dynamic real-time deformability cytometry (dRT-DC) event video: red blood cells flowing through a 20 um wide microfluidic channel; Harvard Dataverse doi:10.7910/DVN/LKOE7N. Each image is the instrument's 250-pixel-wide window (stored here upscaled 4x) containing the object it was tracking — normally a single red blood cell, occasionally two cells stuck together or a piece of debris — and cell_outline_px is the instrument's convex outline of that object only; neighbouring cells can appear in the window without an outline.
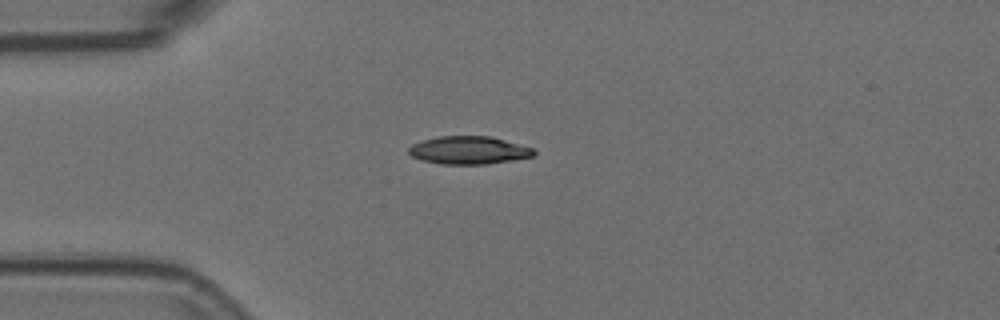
{"species": "Egyptian fruit bat (a non-hibernating species)", "species_latin": "Rousettus aegyptiacus", "temperature_condition": "room temperature", "stored_images_in_passage": 43, "camera_frame_rate_fps": 3000, "um_per_image_px": 0.085, "animal": {"sex": "female"}, "frame": {"image": 1, "passage_image": 1, "time_ms": 0.0, "image_size_px": [1000, 320], "cell_outline_px": [[536, 152], [532, 156], [512, 160], [484, 164], [440, 164], [420, 160], [412, 156], [408, 152], [408, 148], [412, 144], [420, 140], [440, 136], [492, 136], [532, 148]], "centroid_in_image_um": [39.79, 12.76], "position_along_channel_um": 45.2, "area_um2": 20.35}}
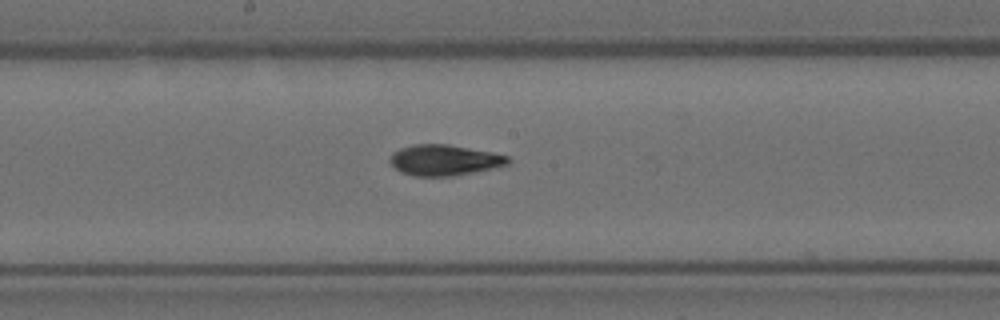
{"frame": {"image": 2, "passage_image": 16, "time_ms": 5.0, "image_size_px": [1000, 320], "cell_outline_px": [[512, 160], [508, 164], [492, 168], [472, 172], [448, 176], [412, 176], [400, 172], [388, 160], [392, 152], [400, 148], [412, 144], [448, 144], [492, 152], [508, 156]], "centroid_in_image_um": [37.73, 13.6], "position_along_channel_um": 210.5, "area_um2": 21.15}}
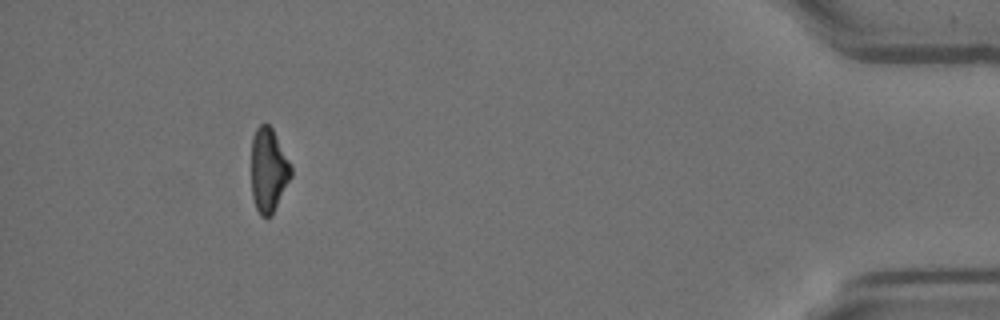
{"frame": {"image": 3, "passage_image": 38, "time_ms": 12.333, "image_size_px": [1000, 320], "cell_outline_px": [[292, 176], [272, 216], [260, 216], [256, 208], [252, 196], [252, 140], [256, 128], [260, 124], [268, 124], [272, 128], [292, 164]], "centroid_in_image_um": [22.84, 14.47], "position_along_channel_um": 412.4, "area_um2": 19.59}, "authors_computed_cell_mechanics": {"area_um2": 20.6346, "velocity_mm_per_s": 3.6343, "shape_relaxation_time_tau1_ms": 6.0273, "shape_relaxation_time_tau2_ms": 2.524, "deformation_change_tau1": 0.1955, "deformation_change_tau2": 0.0824}}